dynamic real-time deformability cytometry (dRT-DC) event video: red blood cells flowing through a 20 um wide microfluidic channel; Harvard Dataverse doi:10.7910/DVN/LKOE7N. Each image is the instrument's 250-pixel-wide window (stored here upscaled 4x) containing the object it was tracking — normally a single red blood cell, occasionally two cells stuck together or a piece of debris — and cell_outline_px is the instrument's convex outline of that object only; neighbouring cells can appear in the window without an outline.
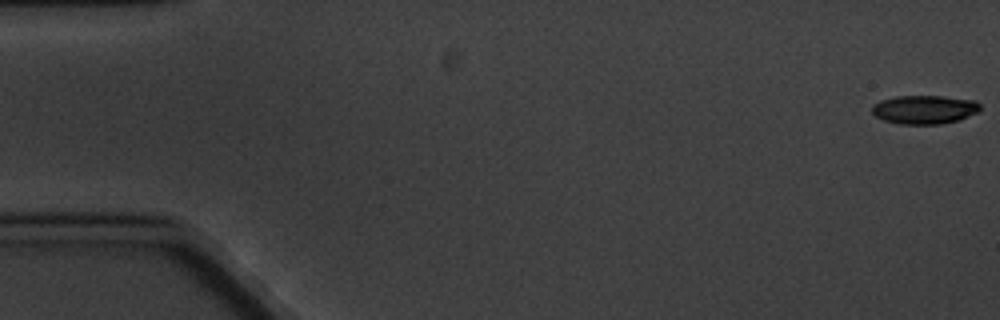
{"species": "common noctule bat (a hibernating species)", "species_latin": "Nyctalus noctula", "temperature_condition": "cold", "stored_images_in_passage": 5, "camera_frame_rate_fps": 3000, "um_per_image_px": 0.085, "animal": {"sex": "male", "body_mass_g": 20.1, "forearm_length_mm": 53.5}, "frame": {"image": 1, "passage_image": 1, "time_ms": 0.0, "image_size_px": [1000, 320], "cell_outline_px": [[980, 112], [960, 120], [940, 124], [900, 124], [884, 120], [876, 116], [872, 112], [872, 104], [880, 100], [896, 96], [944, 96], [976, 100], [980, 104]], "centroid_in_image_um": [78.61, 9.31], "position_along_channel_um": 6.4, "area_um2": 18.32}}
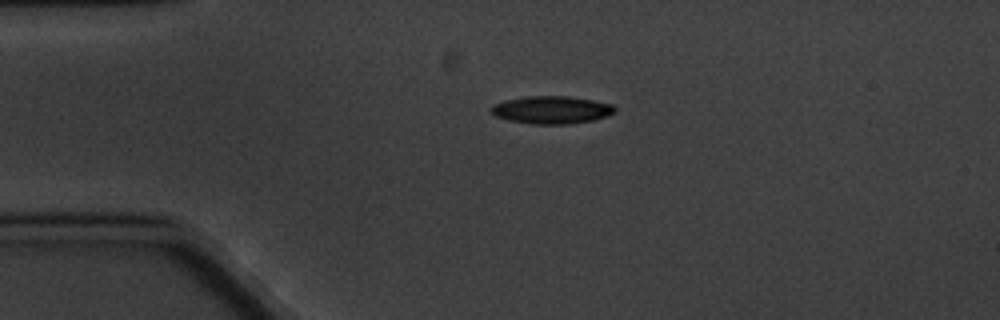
{"frame": {"image": 2, "passage_image": 4, "time_ms": 4.333, "image_size_px": [1000, 320], "cell_outline_px": [[616, 112], [608, 116], [592, 120], [572, 124], [532, 124], [508, 120], [496, 116], [488, 112], [488, 108], [492, 104], [508, 100], [528, 96], [568, 96], [592, 100], [612, 104], [616, 108]], "centroid_in_image_um": [46.87, 9.34], "position_along_channel_um": 38.1, "area_um2": 20.11}}